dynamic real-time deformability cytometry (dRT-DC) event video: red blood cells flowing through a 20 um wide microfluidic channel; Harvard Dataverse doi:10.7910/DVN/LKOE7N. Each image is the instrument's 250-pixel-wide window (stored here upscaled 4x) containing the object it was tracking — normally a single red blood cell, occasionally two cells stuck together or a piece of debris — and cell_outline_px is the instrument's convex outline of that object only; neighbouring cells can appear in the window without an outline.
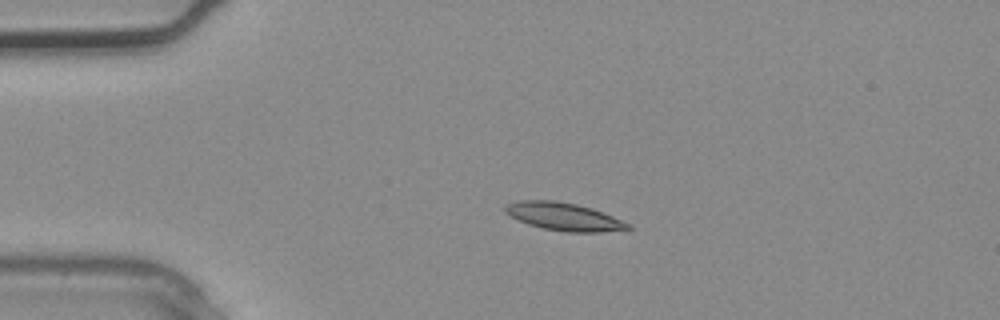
{"species": "common noctule bat (a hibernating species)", "species_latin": "Nyctalus noctula", "temperature_condition": "warm", "stored_images_in_passage": 1, "camera_frame_rate_fps": 3000, "um_per_image_px": 0.085, "animal": {"sex": "male", "body_mass_g": 20.4}, "frame": {"image": 1, "passage_image": 1, "time_ms": 0.0, "image_size_px": [1000, 320], "cell_outline_px": [[632, 228], [628, 232], [568, 232], [544, 228], [528, 224], [504, 212], [504, 204], [520, 200], [552, 200], [576, 204], [592, 208], [632, 224]], "centroid_in_image_um": [48.02, 18.43], "position_along_channel_um": 37.0, "area_um2": 20.17}}